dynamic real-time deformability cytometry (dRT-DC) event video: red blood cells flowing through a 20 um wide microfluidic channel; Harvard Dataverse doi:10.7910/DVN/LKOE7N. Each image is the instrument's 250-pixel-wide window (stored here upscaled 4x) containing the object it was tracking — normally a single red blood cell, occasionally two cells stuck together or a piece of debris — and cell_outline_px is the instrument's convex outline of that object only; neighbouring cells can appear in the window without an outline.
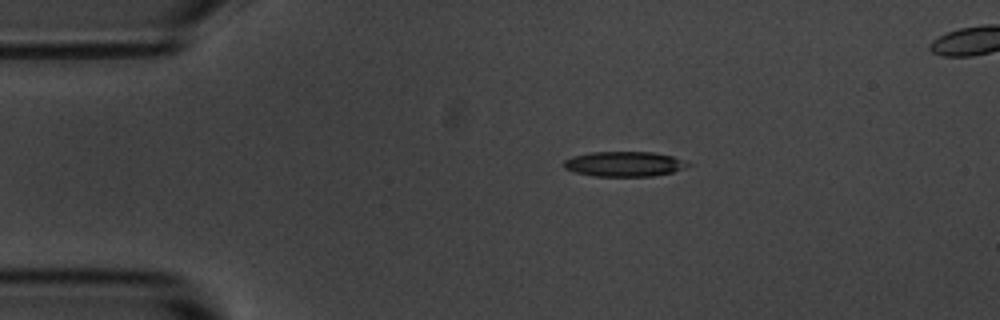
{"species": "common noctule bat (a hibernating species)", "species_latin": "Nyctalus noctula", "temperature_condition": "room temperature", "stored_images_in_passage": 4, "camera_frame_rate_fps": 3000, "um_per_image_px": 0.085, "animal": {"sex": "male", "body_mass_g": 20.1, "forearm_length_mm": 53.5}, "frame": {"image": 1, "passage_image": 1, "time_ms": 0.0, "image_size_px": [1000, 320], "cell_outline_px": [[692, 164], [684, 168], [672, 172], [652, 176], [596, 176], [576, 172], [564, 168], [564, 160], [572, 156], [592, 152], [652, 152], [672, 156]], "centroid_in_image_um": [53.06, 13.93], "position_along_channel_um": 31.9, "area_um2": 17.92}}